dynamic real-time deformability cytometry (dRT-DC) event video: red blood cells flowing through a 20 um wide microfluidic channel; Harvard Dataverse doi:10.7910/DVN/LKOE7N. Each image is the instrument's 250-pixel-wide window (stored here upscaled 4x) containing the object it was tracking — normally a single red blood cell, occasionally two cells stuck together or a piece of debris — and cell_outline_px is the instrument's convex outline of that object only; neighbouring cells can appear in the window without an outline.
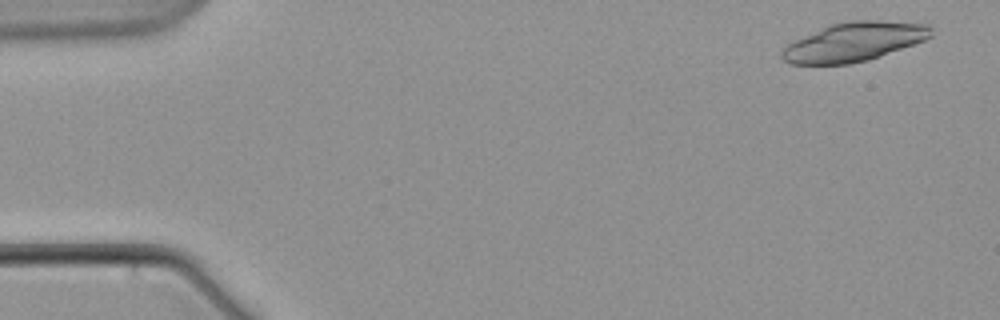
{"species": "common noctule bat (a hibernating species)", "species_latin": "Nyctalus noctula", "temperature_condition": "warm", "stored_images_in_passage": 14, "camera_frame_rate_fps": 3000, "um_per_image_px": 0.085, "animal": {"sex": "male", "body_mass_g": 21.5, "forearm_length_mm": 52.0}, "frame": {"image": 1, "passage_image": 1, "time_ms": 0.0, "image_size_px": [1000, 320], "cell_outline_px": [[932, 36], [924, 40], [880, 56], [868, 60], [848, 64], [788, 64], [780, 56], [780, 52], [788, 44], [828, 24], [848, 20], [880, 20], [928, 24], [932, 28]], "centroid_in_image_um": [72.58, 3.55], "position_along_channel_um": 12.4, "area_um2": 33.87}}
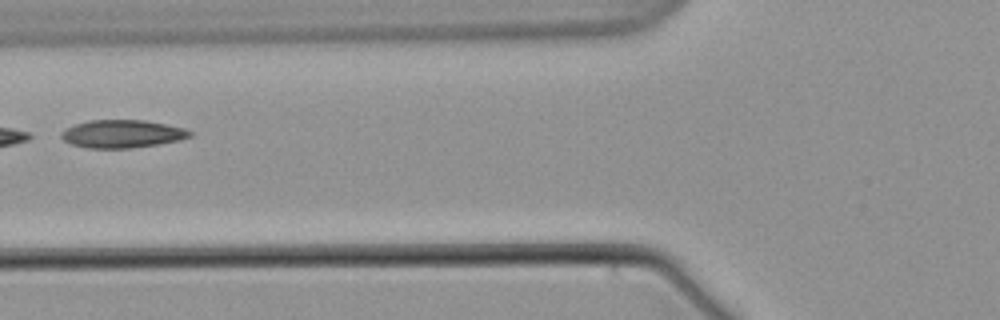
{"frame": {"image": 2, "passage_image": 5, "time_ms": 7.667, "image_size_px": [1000, 320], "cell_outline_px": [[192, 136], [180, 140], [160, 144], [128, 148], [88, 148], [72, 144], [64, 140], [60, 136], [60, 132], [64, 128], [88, 120], [144, 120], [184, 128], [192, 132]], "centroid_in_image_um": [10.37, 11.38], "position_along_channel_um": 115.4, "area_um2": 20.92}}